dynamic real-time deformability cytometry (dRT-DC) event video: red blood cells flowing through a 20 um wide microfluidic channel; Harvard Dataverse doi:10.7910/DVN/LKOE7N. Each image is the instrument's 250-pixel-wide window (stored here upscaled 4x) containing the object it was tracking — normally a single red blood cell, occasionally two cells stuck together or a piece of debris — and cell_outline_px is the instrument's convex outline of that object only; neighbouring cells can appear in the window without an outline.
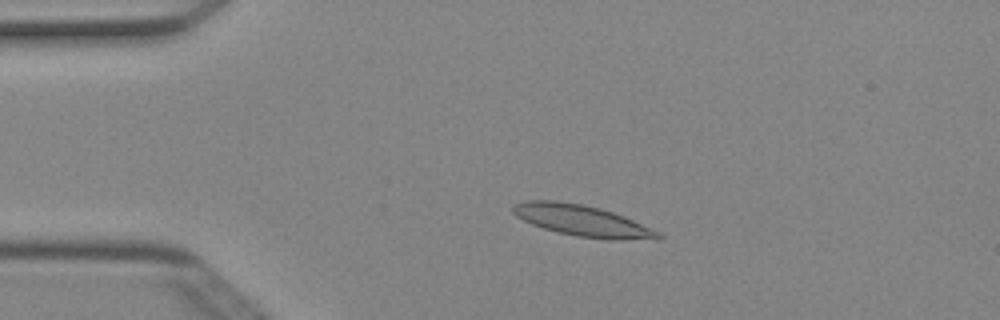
{"species": "Egyptian fruit bat (a non-hibernating species)", "species_latin": "Rousettus aegyptiacus", "temperature_condition": "cold", "stored_images_in_passage": 50, "camera_frame_rate_fps": 3000, "um_per_image_px": 0.085, "animal": {"sex": "female"}, "frame": {"image": 1, "passage_image": 10, "time_ms": 3.0, "image_size_px": [1000, 320], "cell_outline_px": [[664, 236], [624, 240], [612, 240], [576, 236], [544, 228], [532, 224], [516, 216], [512, 212], [512, 204], [524, 200], [556, 200], [584, 204], [600, 208], [624, 216], [652, 228], [660, 232]], "centroid_in_image_um": [49.43, 18.73], "position_along_channel_um": 35.6, "area_um2": 26.18}}
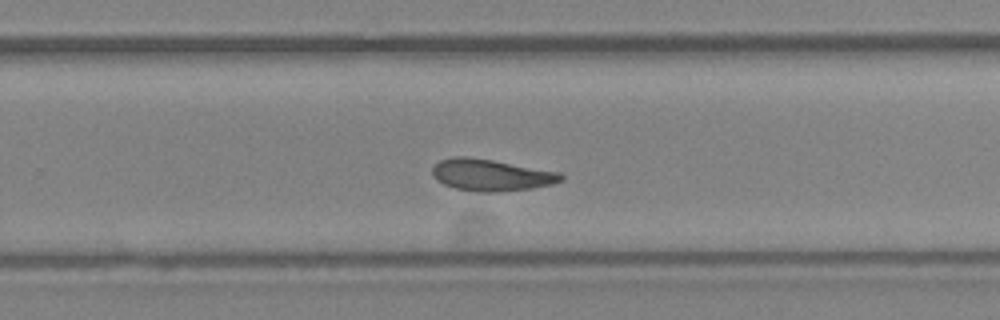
{"frame": {"image": 2, "passage_image": 32, "time_ms": 10.333, "image_size_px": [1000, 320], "cell_outline_px": [[564, 180], [552, 184], [532, 188], [496, 192], [476, 192], [456, 188], [444, 184], [436, 180], [432, 176], [432, 168], [440, 160], [452, 156], [464, 156], [492, 160], [560, 172], [564, 176]], "centroid_in_image_um": [41.73, 14.88], "position_along_channel_um": 288.1, "area_um2": 23.81}}
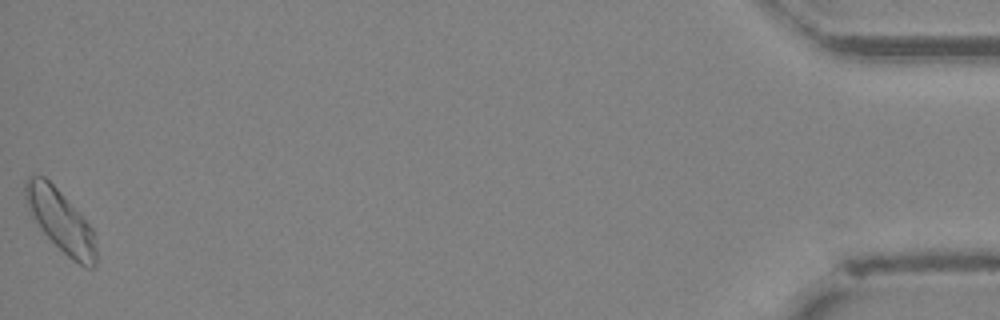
{"frame": {"image": 3, "passage_image": 50, "time_ms": 16.333, "image_size_px": [1000, 320], "cell_outline_px": [[96, 264], [92, 268], [84, 268], [72, 260], [44, 232], [28, 212], [24, 196], [24, 184], [28, 176], [44, 176], [80, 212], [92, 228], [96, 248]], "centroid_in_image_um": [5.14, 18.76], "position_along_channel_um": 430.1, "area_um2": 25.43}, "authors_computed_cell_mechanics": {"area_um2": 23.7847, "velocity_mm_per_s": 3.9727, "shape_relaxation_time_tau1_ms": 10.6061, "shape_relaxation_time_tau2_ms": 4.508, "deformation_change_tau1": 0.1867, "deformation_change_tau2": 0.1053}}